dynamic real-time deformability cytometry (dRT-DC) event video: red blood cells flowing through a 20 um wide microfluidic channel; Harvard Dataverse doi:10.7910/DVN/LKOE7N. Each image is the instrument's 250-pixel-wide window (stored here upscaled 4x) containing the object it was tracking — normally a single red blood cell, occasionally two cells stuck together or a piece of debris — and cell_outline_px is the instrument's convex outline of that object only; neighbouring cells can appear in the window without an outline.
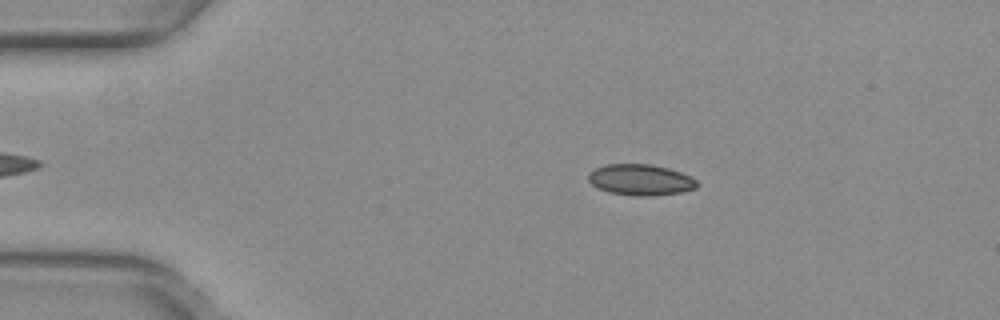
{"species": "common noctule bat (a hibernating species)", "species_latin": "Nyctalus noctula", "temperature_condition": "warm", "stored_images_in_passage": 45, "camera_frame_rate_fps": 3000, "um_per_image_px": 0.085, "animal": {"sex": "female", "body_mass_g": 29.2, "forearm_length_mm": 56.3}, "frame": {"image": 1, "passage_image": 3, "time_ms": 0.667, "image_size_px": [1000, 320], "cell_outline_px": [[696, 188], [680, 192], [652, 196], [636, 196], [608, 192], [592, 184], [588, 180], [588, 172], [604, 164], [648, 164], [668, 168], [692, 176], [696, 180]], "centroid_in_image_um": [54.43, 15.28], "position_along_channel_um": 30.6, "area_um2": 19.59}}
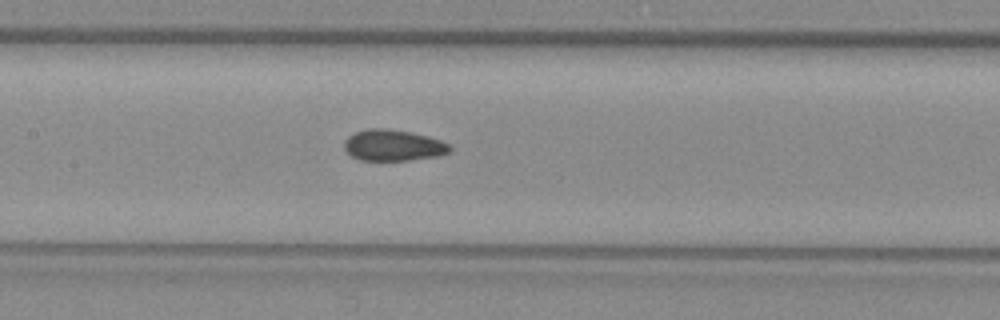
{"frame": {"image": 2, "passage_image": 18, "time_ms": 5.667, "image_size_px": [1000, 320], "cell_outline_px": [[452, 148], [448, 152], [440, 156], [408, 160], [360, 160], [352, 156], [344, 148], [344, 140], [348, 136], [356, 132], [368, 128], [384, 128], [412, 132], [428, 136], [440, 140], [448, 144]], "centroid_in_image_um": [33.42, 12.35], "position_along_channel_um": 174.0, "area_um2": 19.19}}
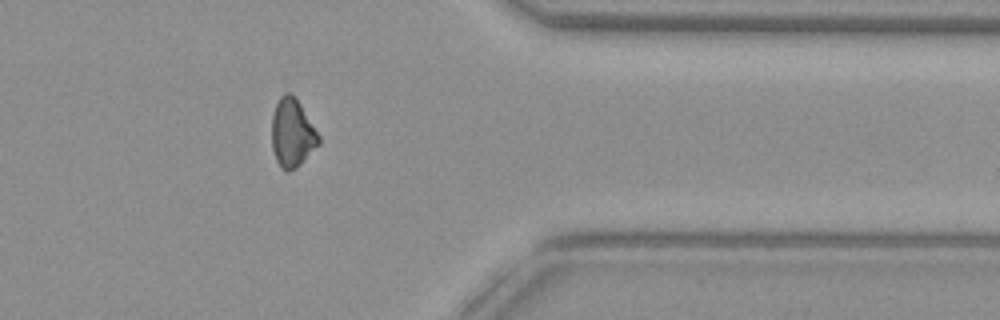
{"frame": {"image": 3, "passage_image": 35, "time_ms": 11.333, "image_size_px": [1000, 320], "cell_outline_px": [[320, 144], [296, 168], [288, 172], [284, 172], [280, 168], [276, 160], [272, 148], [272, 116], [276, 104], [280, 96], [284, 92], [288, 92], [300, 104], [320, 136]], "centroid_in_image_um": [24.83, 11.35], "position_along_channel_um": 386.6, "area_um2": 18.67}, "authors_computed_cell_mechanics": {"area_um2": 19.0162, "velocity_mm_per_s": 4.0226, "shape_relaxation_time_tau1_ms": null, "shape_relaxation_time_tau2_ms": 2.3416, "deformation_change_tau1": null, "deformation_change_tau2": 0.0813}}